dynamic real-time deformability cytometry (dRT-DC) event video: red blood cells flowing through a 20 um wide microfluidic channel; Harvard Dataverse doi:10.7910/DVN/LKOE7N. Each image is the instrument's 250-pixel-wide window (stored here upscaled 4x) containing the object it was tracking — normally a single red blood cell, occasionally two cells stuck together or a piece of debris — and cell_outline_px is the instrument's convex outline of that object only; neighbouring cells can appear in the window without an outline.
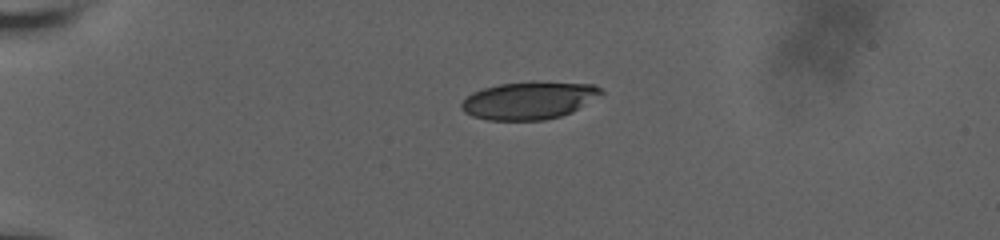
{"species": "human", "species_latin": "Homo sapiens", "temperature_condition": "room temperature", "stored_images_in_passage": 44, "camera_frame_rate_fps": 3000, "um_per_image_px": 0.085, "donor": {"sex": "male"}, "frame": {"image": 1, "passage_image": 1, "time_ms": 0.0, "image_size_px": [1000, 240], "cell_outline_px": [[604, 92], [572, 112], [560, 116], [544, 120], [488, 120], [472, 116], [464, 112], [460, 108], [460, 104], [472, 92], [484, 88], [500, 84], [596, 84]], "centroid_in_image_um": [44.9, 8.58], "position_along_channel_um": 40.1, "area_um2": 29.48}}
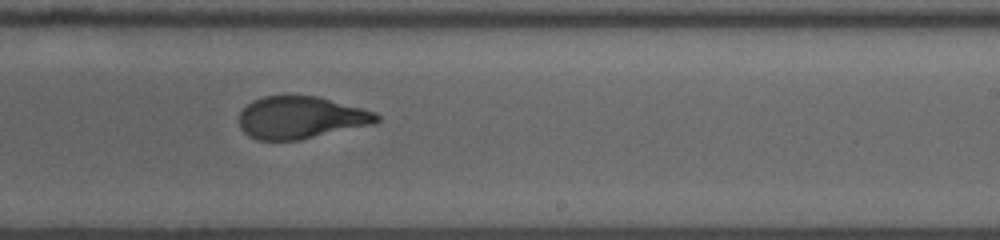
{"frame": {"image": 2, "passage_image": 24, "time_ms": 7.667, "image_size_px": [1000, 240], "cell_outline_px": [[380, 120], [376, 124], [300, 140], [256, 140], [248, 136], [240, 128], [240, 112], [252, 100], [264, 96], [316, 96], [376, 112], [380, 116]], "centroid_in_image_um": [25.59, 10.01], "position_along_channel_um": 263.4, "area_um2": 33.99}}
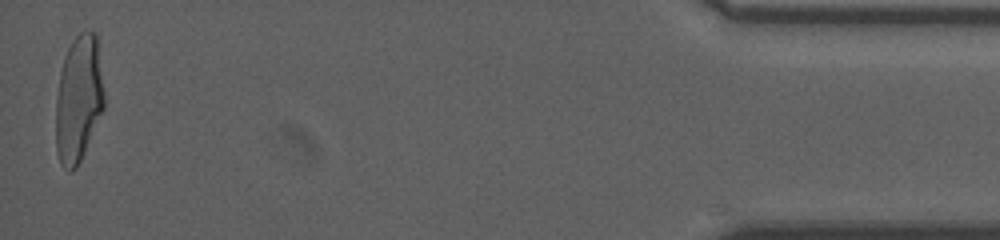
{"frame": {"image": 3, "passage_image": 44, "time_ms": 14.333, "image_size_px": [1000, 240], "cell_outline_px": [[104, 108], [80, 160], [76, 168], [72, 172], [68, 172], [60, 164], [56, 152], [56, 96], [60, 72], [64, 56], [72, 40], [80, 32], [96, 32], [104, 92]], "centroid_in_image_um": [6.66, 8.43], "position_along_channel_um": 428.5, "area_um2": 35.72}, "authors_computed_cell_mechanics": {"area_um2": 34.8534, "velocity_mm_per_s": 3.6671, "shape_relaxation_time_tau1_ms": 5.4864, "shape_relaxation_time_tau2_ms": 0.757, "deformation_change_tau1": 0.2006, "deformation_change_tau2": 0.0657}}